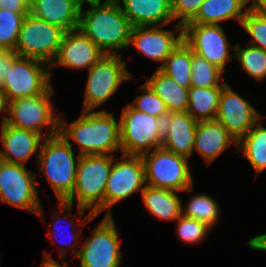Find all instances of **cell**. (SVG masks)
<instances>
[{
    "label": "cell",
    "mask_w": 266,
    "mask_h": 267,
    "mask_svg": "<svg viewBox=\"0 0 266 267\" xmlns=\"http://www.w3.org/2000/svg\"><path fill=\"white\" fill-rule=\"evenodd\" d=\"M127 64L121 54H105L88 70L83 111H95L104 106L123 82L133 78Z\"/></svg>",
    "instance_id": "9"
},
{
    "label": "cell",
    "mask_w": 266,
    "mask_h": 267,
    "mask_svg": "<svg viewBox=\"0 0 266 267\" xmlns=\"http://www.w3.org/2000/svg\"><path fill=\"white\" fill-rule=\"evenodd\" d=\"M29 13H13L0 8V48L15 50L19 31Z\"/></svg>",
    "instance_id": "33"
},
{
    "label": "cell",
    "mask_w": 266,
    "mask_h": 267,
    "mask_svg": "<svg viewBox=\"0 0 266 267\" xmlns=\"http://www.w3.org/2000/svg\"><path fill=\"white\" fill-rule=\"evenodd\" d=\"M181 192L145 185L140 193L146 211L160 221H176L182 214Z\"/></svg>",
    "instance_id": "24"
},
{
    "label": "cell",
    "mask_w": 266,
    "mask_h": 267,
    "mask_svg": "<svg viewBox=\"0 0 266 267\" xmlns=\"http://www.w3.org/2000/svg\"><path fill=\"white\" fill-rule=\"evenodd\" d=\"M57 203L60 211L53 208V212L51 215V224L49 227L50 230L47 232V235L49 236L50 240H53L52 243H55L56 246L58 245L60 257L59 260H61V262H66L65 255H67V252L68 254L72 253L74 259L77 257L80 250L81 241H83L84 239V237H81L83 233V226L90 223L97 216H95L91 211H88V214L83 218L84 213L89 209L77 206L78 213L72 214L73 204L68 203L66 201H57ZM69 216L73 217V219H71ZM74 218L75 220L77 219L78 222H75ZM78 223L83 226L80 227ZM64 224L66 229L63 227ZM67 237L69 239H67Z\"/></svg>",
    "instance_id": "15"
},
{
    "label": "cell",
    "mask_w": 266,
    "mask_h": 267,
    "mask_svg": "<svg viewBox=\"0 0 266 267\" xmlns=\"http://www.w3.org/2000/svg\"><path fill=\"white\" fill-rule=\"evenodd\" d=\"M204 0H171V9L174 21L184 26L197 14Z\"/></svg>",
    "instance_id": "37"
},
{
    "label": "cell",
    "mask_w": 266,
    "mask_h": 267,
    "mask_svg": "<svg viewBox=\"0 0 266 267\" xmlns=\"http://www.w3.org/2000/svg\"><path fill=\"white\" fill-rule=\"evenodd\" d=\"M54 92L51 85L42 94L9 101L6 123L37 132L44 138L58 134L60 114L56 113L58 109L52 101Z\"/></svg>",
    "instance_id": "5"
},
{
    "label": "cell",
    "mask_w": 266,
    "mask_h": 267,
    "mask_svg": "<svg viewBox=\"0 0 266 267\" xmlns=\"http://www.w3.org/2000/svg\"><path fill=\"white\" fill-rule=\"evenodd\" d=\"M7 108H8V103L6 101L5 95L3 94V92L0 89V115L2 117L1 125H3L7 121V115H6L7 114Z\"/></svg>",
    "instance_id": "42"
},
{
    "label": "cell",
    "mask_w": 266,
    "mask_h": 267,
    "mask_svg": "<svg viewBox=\"0 0 266 267\" xmlns=\"http://www.w3.org/2000/svg\"><path fill=\"white\" fill-rule=\"evenodd\" d=\"M263 116L251 130L237 142V151L250 163L256 177L266 171V126L261 123Z\"/></svg>",
    "instance_id": "27"
},
{
    "label": "cell",
    "mask_w": 266,
    "mask_h": 267,
    "mask_svg": "<svg viewBox=\"0 0 266 267\" xmlns=\"http://www.w3.org/2000/svg\"><path fill=\"white\" fill-rule=\"evenodd\" d=\"M145 81L165 102L169 113L186 112L188 108V88L181 87L158 68Z\"/></svg>",
    "instance_id": "26"
},
{
    "label": "cell",
    "mask_w": 266,
    "mask_h": 267,
    "mask_svg": "<svg viewBox=\"0 0 266 267\" xmlns=\"http://www.w3.org/2000/svg\"><path fill=\"white\" fill-rule=\"evenodd\" d=\"M38 175L26 166L0 160V202L30 212L45 220Z\"/></svg>",
    "instance_id": "7"
},
{
    "label": "cell",
    "mask_w": 266,
    "mask_h": 267,
    "mask_svg": "<svg viewBox=\"0 0 266 267\" xmlns=\"http://www.w3.org/2000/svg\"><path fill=\"white\" fill-rule=\"evenodd\" d=\"M192 50L182 40L159 68L181 87H191Z\"/></svg>",
    "instance_id": "29"
},
{
    "label": "cell",
    "mask_w": 266,
    "mask_h": 267,
    "mask_svg": "<svg viewBox=\"0 0 266 267\" xmlns=\"http://www.w3.org/2000/svg\"><path fill=\"white\" fill-rule=\"evenodd\" d=\"M43 140L44 137L37 132L5 122L0 130V160L26 166L28 160L36 156V163Z\"/></svg>",
    "instance_id": "19"
},
{
    "label": "cell",
    "mask_w": 266,
    "mask_h": 267,
    "mask_svg": "<svg viewBox=\"0 0 266 267\" xmlns=\"http://www.w3.org/2000/svg\"><path fill=\"white\" fill-rule=\"evenodd\" d=\"M107 0H73V2L80 8H85V4H88L89 6L100 4L102 2H105Z\"/></svg>",
    "instance_id": "44"
},
{
    "label": "cell",
    "mask_w": 266,
    "mask_h": 267,
    "mask_svg": "<svg viewBox=\"0 0 266 267\" xmlns=\"http://www.w3.org/2000/svg\"><path fill=\"white\" fill-rule=\"evenodd\" d=\"M175 222H177L175 226L177 236L184 244L190 246L204 242L210 230H212L205 223L196 219L187 218L182 214Z\"/></svg>",
    "instance_id": "35"
},
{
    "label": "cell",
    "mask_w": 266,
    "mask_h": 267,
    "mask_svg": "<svg viewBox=\"0 0 266 267\" xmlns=\"http://www.w3.org/2000/svg\"><path fill=\"white\" fill-rule=\"evenodd\" d=\"M197 123L188 112L169 113L164 119L162 147L189 159L193 154Z\"/></svg>",
    "instance_id": "20"
},
{
    "label": "cell",
    "mask_w": 266,
    "mask_h": 267,
    "mask_svg": "<svg viewBox=\"0 0 266 267\" xmlns=\"http://www.w3.org/2000/svg\"><path fill=\"white\" fill-rule=\"evenodd\" d=\"M0 8L8 9L13 13H30L29 0H0Z\"/></svg>",
    "instance_id": "39"
},
{
    "label": "cell",
    "mask_w": 266,
    "mask_h": 267,
    "mask_svg": "<svg viewBox=\"0 0 266 267\" xmlns=\"http://www.w3.org/2000/svg\"><path fill=\"white\" fill-rule=\"evenodd\" d=\"M105 53L79 29L65 32L54 60L49 65L50 75L55 67L70 70H89Z\"/></svg>",
    "instance_id": "18"
},
{
    "label": "cell",
    "mask_w": 266,
    "mask_h": 267,
    "mask_svg": "<svg viewBox=\"0 0 266 267\" xmlns=\"http://www.w3.org/2000/svg\"><path fill=\"white\" fill-rule=\"evenodd\" d=\"M78 29L107 55L129 48L132 25L116 0L80 9Z\"/></svg>",
    "instance_id": "2"
},
{
    "label": "cell",
    "mask_w": 266,
    "mask_h": 267,
    "mask_svg": "<svg viewBox=\"0 0 266 267\" xmlns=\"http://www.w3.org/2000/svg\"><path fill=\"white\" fill-rule=\"evenodd\" d=\"M120 119L121 153L142 155L162 147L164 120L135 110L129 103L122 108Z\"/></svg>",
    "instance_id": "8"
},
{
    "label": "cell",
    "mask_w": 266,
    "mask_h": 267,
    "mask_svg": "<svg viewBox=\"0 0 266 267\" xmlns=\"http://www.w3.org/2000/svg\"><path fill=\"white\" fill-rule=\"evenodd\" d=\"M67 122L65 115L60 114L59 134L70 145L80 147H74L80 156L115 155L121 151L120 119L116 120L114 112L82 110L76 120Z\"/></svg>",
    "instance_id": "1"
},
{
    "label": "cell",
    "mask_w": 266,
    "mask_h": 267,
    "mask_svg": "<svg viewBox=\"0 0 266 267\" xmlns=\"http://www.w3.org/2000/svg\"><path fill=\"white\" fill-rule=\"evenodd\" d=\"M240 27L252 38L246 44L266 51V16L250 7L245 13Z\"/></svg>",
    "instance_id": "36"
},
{
    "label": "cell",
    "mask_w": 266,
    "mask_h": 267,
    "mask_svg": "<svg viewBox=\"0 0 266 267\" xmlns=\"http://www.w3.org/2000/svg\"><path fill=\"white\" fill-rule=\"evenodd\" d=\"M30 13L65 32L78 29L80 8L73 0H31Z\"/></svg>",
    "instance_id": "23"
},
{
    "label": "cell",
    "mask_w": 266,
    "mask_h": 267,
    "mask_svg": "<svg viewBox=\"0 0 266 267\" xmlns=\"http://www.w3.org/2000/svg\"><path fill=\"white\" fill-rule=\"evenodd\" d=\"M243 47L240 43H236L233 57L240 63L241 69L249 77L258 83L264 82L266 78V51L248 44Z\"/></svg>",
    "instance_id": "31"
},
{
    "label": "cell",
    "mask_w": 266,
    "mask_h": 267,
    "mask_svg": "<svg viewBox=\"0 0 266 267\" xmlns=\"http://www.w3.org/2000/svg\"><path fill=\"white\" fill-rule=\"evenodd\" d=\"M233 144L237 150V141L218 120L197 123L193 152L198 153L207 165Z\"/></svg>",
    "instance_id": "21"
},
{
    "label": "cell",
    "mask_w": 266,
    "mask_h": 267,
    "mask_svg": "<svg viewBox=\"0 0 266 267\" xmlns=\"http://www.w3.org/2000/svg\"><path fill=\"white\" fill-rule=\"evenodd\" d=\"M250 4L251 0H204L196 16L188 23L220 25L235 20L241 25Z\"/></svg>",
    "instance_id": "25"
},
{
    "label": "cell",
    "mask_w": 266,
    "mask_h": 267,
    "mask_svg": "<svg viewBox=\"0 0 266 267\" xmlns=\"http://www.w3.org/2000/svg\"><path fill=\"white\" fill-rule=\"evenodd\" d=\"M144 164L146 185L178 192L193 193L194 176L188 158L163 147L140 155Z\"/></svg>",
    "instance_id": "6"
},
{
    "label": "cell",
    "mask_w": 266,
    "mask_h": 267,
    "mask_svg": "<svg viewBox=\"0 0 266 267\" xmlns=\"http://www.w3.org/2000/svg\"><path fill=\"white\" fill-rule=\"evenodd\" d=\"M119 229L116 228L113 216H105L91 235L81 242L79 253V267H120L122 251Z\"/></svg>",
    "instance_id": "10"
},
{
    "label": "cell",
    "mask_w": 266,
    "mask_h": 267,
    "mask_svg": "<svg viewBox=\"0 0 266 267\" xmlns=\"http://www.w3.org/2000/svg\"><path fill=\"white\" fill-rule=\"evenodd\" d=\"M223 87H190L187 111L197 122L214 120L219 108Z\"/></svg>",
    "instance_id": "28"
},
{
    "label": "cell",
    "mask_w": 266,
    "mask_h": 267,
    "mask_svg": "<svg viewBox=\"0 0 266 267\" xmlns=\"http://www.w3.org/2000/svg\"><path fill=\"white\" fill-rule=\"evenodd\" d=\"M59 133L44 138L37 158L38 172L44 175L56 201H66L75 186L80 155Z\"/></svg>",
    "instance_id": "3"
},
{
    "label": "cell",
    "mask_w": 266,
    "mask_h": 267,
    "mask_svg": "<svg viewBox=\"0 0 266 267\" xmlns=\"http://www.w3.org/2000/svg\"><path fill=\"white\" fill-rule=\"evenodd\" d=\"M20 55L13 49L0 48V88L4 84V80L10 69Z\"/></svg>",
    "instance_id": "38"
},
{
    "label": "cell",
    "mask_w": 266,
    "mask_h": 267,
    "mask_svg": "<svg viewBox=\"0 0 266 267\" xmlns=\"http://www.w3.org/2000/svg\"><path fill=\"white\" fill-rule=\"evenodd\" d=\"M40 267H69V266L67 261L62 262V264H60L57 260L53 259L51 254H48V252L44 250L43 262L41 263Z\"/></svg>",
    "instance_id": "41"
},
{
    "label": "cell",
    "mask_w": 266,
    "mask_h": 267,
    "mask_svg": "<svg viewBox=\"0 0 266 267\" xmlns=\"http://www.w3.org/2000/svg\"><path fill=\"white\" fill-rule=\"evenodd\" d=\"M132 27L166 26L174 22L171 0H116Z\"/></svg>",
    "instance_id": "22"
},
{
    "label": "cell",
    "mask_w": 266,
    "mask_h": 267,
    "mask_svg": "<svg viewBox=\"0 0 266 267\" xmlns=\"http://www.w3.org/2000/svg\"><path fill=\"white\" fill-rule=\"evenodd\" d=\"M163 26L132 27L129 46L135 47L136 52L152 61L163 65L166 58L183 40V26L175 24L172 30L162 29ZM177 32V34H176Z\"/></svg>",
    "instance_id": "16"
},
{
    "label": "cell",
    "mask_w": 266,
    "mask_h": 267,
    "mask_svg": "<svg viewBox=\"0 0 266 267\" xmlns=\"http://www.w3.org/2000/svg\"><path fill=\"white\" fill-rule=\"evenodd\" d=\"M250 6L256 12L260 13L263 16H266V0H251Z\"/></svg>",
    "instance_id": "43"
},
{
    "label": "cell",
    "mask_w": 266,
    "mask_h": 267,
    "mask_svg": "<svg viewBox=\"0 0 266 267\" xmlns=\"http://www.w3.org/2000/svg\"><path fill=\"white\" fill-rule=\"evenodd\" d=\"M183 41L192 52L205 58L209 63L226 72L231 62L235 44L228 41L223 27L219 24L187 23L183 26Z\"/></svg>",
    "instance_id": "13"
},
{
    "label": "cell",
    "mask_w": 266,
    "mask_h": 267,
    "mask_svg": "<svg viewBox=\"0 0 266 267\" xmlns=\"http://www.w3.org/2000/svg\"><path fill=\"white\" fill-rule=\"evenodd\" d=\"M250 249L266 252V233L253 236L247 241Z\"/></svg>",
    "instance_id": "40"
},
{
    "label": "cell",
    "mask_w": 266,
    "mask_h": 267,
    "mask_svg": "<svg viewBox=\"0 0 266 267\" xmlns=\"http://www.w3.org/2000/svg\"><path fill=\"white\" fill-rule=\"evenodd\" d=\"M263 116L248 99L236 92L229 82L223 87L219 108L216 114L218 120L238 142Z\"/></svg>",
    "instance_id": "17"
},
{
    "label": "cell",
    "mask_w": 266,
    "mask_h": 267,
    "mask_svg": "<svg viewBox=\"0 0 266 267\" xmlns=\"http://www.w3.org/2000/svg\"><path fill=\"white\" fill-rule=\"evenodd\" d=\"M114 155H84L77 166L75 186L66 202L89 209L95 216L104 211V193Z\"/></svg>",
    "instance_id": "4"
},
{
    "label": "cell",
    "mask_w": 266,
    "mask_h": 267,
    "mask_svg": "<svg viewBox=\"0 0 266 267\" xmlns=\"http://www.w3.org/2000/svg\"><path fill=\"white\" fill-rule=\"evenodd\" d=\"M223 71L205 58L192 52L191 86L199 88L224 87L228 81Z\"/></svg>",
    "instance_id": "32"
},
{
    "label": "cell",
    "mask_w": 266,
    "mask_h": 267,
    "mask_svg": "<svg viewBox=\"0 0 266 267\" xmlns=\"http://www.w3.org/2000/svg\"><path fill=\"white\" fill-rule=\"evenodd\" d=\"M65 31L29 13L21 26L15 51L20 57L35 58L51 64Z\"/></svg>",
    "instance_id": "12"
},
{
    "label": "cell",
    "mask_w": 266,
    "mask_h": 267,
    "mask_svg": "<svg viewBox=\"0 0 266 267\" xmlns=\"http://www.w3.org/2000/svg\"><path fill=\"white\" fill-rule=\"evenodd\" d=\"M139 90L142 92V94L137 95L135 100L129 104L135 110L162 118L164 120L169 114L165 102L151 89L146 82L139 86Z\"/></svg>",
    "instance_id": "34"
},
{
    "label": "cell",
    "mask_w": 266,
    "mask_h": 267,
    "mask_svg": "<svg viewBox=\"0 0 266 267\" xmlns=\"http://www.w3.org/2000/svg\"><path fill=\"white\" fill-rule=\"evenodd\" d=\"M144 164L140 155H114L104 193L105 216H113L114 205L141 193L145 187Z\"/></svg>",
    "instance_id": "11"
},
{
    "label": "cell",
    "mask_w": 266,
    "mask_h": 267,
    "mask_svg": "<svg viewBox=\"0 0 266 267\" xmlns=\"http://www.w3.org/2000/svg\"><path fill=\"white\" fill-rule=\"evenodd\" d=\"M186 203L184 205L182 200L183 216L201 221L211 229L216 227L222 214L216 198L203 192L193 193Z\"/></svg>",
    "instance_id": "30"
},
{
    "label": "cell",
    "mask_w": 266,
    "mask_h": 267,
    "mask_svg": "<svg viewBox=\"0 0 266 267\" xmlns=\"http://www.w3.org/2000/svg\"><path fill=\"white\" fill-rule=\"evenodd\" d=\"M51 80L49 64L35 58L19 57L0 89L8 103L44 93L52 85Z\"/></svg>",
    "instance_id": "14"
}]
</instances>
